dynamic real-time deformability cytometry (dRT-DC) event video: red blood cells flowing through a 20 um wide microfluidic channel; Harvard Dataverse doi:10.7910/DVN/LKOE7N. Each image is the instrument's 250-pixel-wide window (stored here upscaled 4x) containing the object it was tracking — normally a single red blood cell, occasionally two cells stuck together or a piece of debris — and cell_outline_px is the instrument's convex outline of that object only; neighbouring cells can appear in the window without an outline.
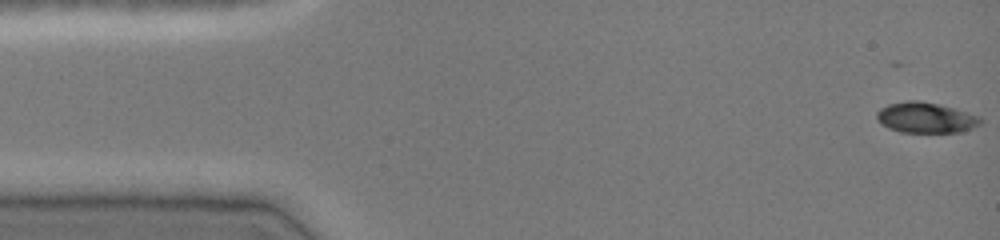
{"species": "common noctule bat (a hibernating species)", "species_latin": "Nyctalus noctula", "temperature_condition": "cold", "stored_images_in_passage": 47, "camera_frame_rate_fps": 3000, "um_per_image_px": 0.085, "animal": {"sex": "female", "body_mass_g": 19.0, "forearm_length_mm": 51.5}, "frame": {"image": 1, "passage_image": 1, "time_ms": 0.0, "image_size_px": [1000, 240], "cell_outline_px": [[984, 120], [980, 124], [972, 128], [960, 132], [900, 132], [888, 128], [876, 116], [876, 112], [880, 108], [888, 104], [908, 100], [920, 100], [940, 104], [980, 116]], "centroid_in_image_um": [78.71, 9.99], "position_along_channel_um": 6.3, "area_um2": 18.5}}
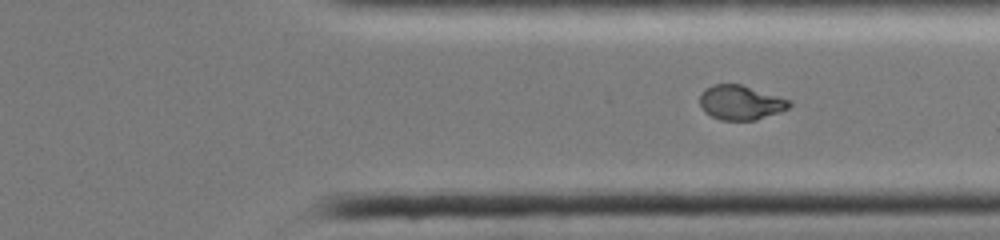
{"frame": {"image": 2, "passage_image": 35, "time_ms": 11.333, "image_size_px": [1000, 240], "cell_outline_px": [[792, 104], [788, 108], [780, 112], [756, 120], [720, 120], [704, 112], [700, 104], [700, 92], [704, 88], [712, 84], [740, 84], [792, 100]], "centroid_in_image_um": [62.94, 8.71], "position_along_channel_um": 348.5, "area_um2": 18.15}}
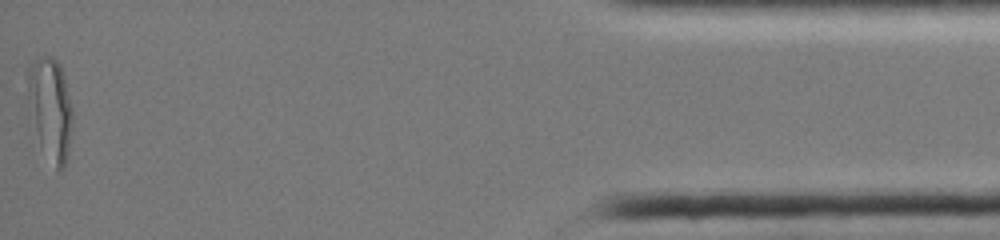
{"frame": {"image": 3, "passage_image": 47, "time_ms": 15.333, "image_size_px": [1000, 240], "cell_outline_px": [[72, 124], [68, 156], [64, 168], [60, 172], [56, 168], [40, 144], [24, 100], [24, 72], [36, 56], [52, 56], [60, 64], [64, 76], [72, 108]], "centroid_in_image_um": [4.2, 9.14], "position_along_channel_um": 431.0, "area_um2": 27.86}}